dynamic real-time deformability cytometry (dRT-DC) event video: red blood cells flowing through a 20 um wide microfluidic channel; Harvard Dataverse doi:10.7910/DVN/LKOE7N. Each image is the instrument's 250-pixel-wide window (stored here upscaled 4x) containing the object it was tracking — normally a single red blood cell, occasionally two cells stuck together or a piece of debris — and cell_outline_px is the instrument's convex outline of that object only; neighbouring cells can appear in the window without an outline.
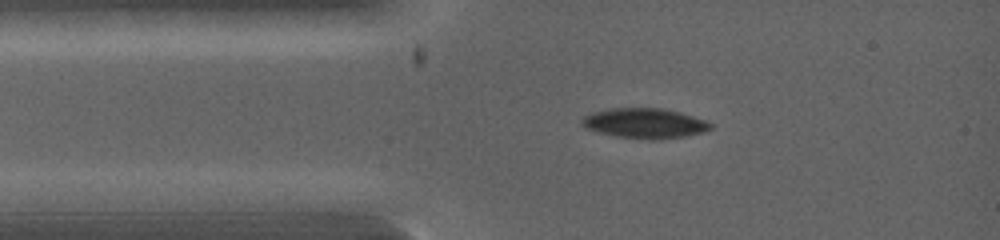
{"species": "common noctule bat (a hibernating species)", "species_latin": "Nyctalus noctula", "temperature_condition": "warm", "stored_images_in_passage": 5, "camera_frame_rate_fps": 5000, "um_per_image_px": 0.085, "animal": {"sex": "female", "body_mass_g": 19.0, "forearm_length_mm": 53.3}, "frame": {"image": 1, "passage_image": 2, "time_ms": 0.6, "image_size_px": [1000, 240], "cell_outline_px": [[712, 128], [704, 132], [688, 136], [652, 140], [616, 136], [596, 132], [580, 124], [580, 120], [584, 116], [592, 112], [612, 108], [660, 108], [680, 112], [708, 120], [712, 124]], "centroid_in_image_um": [54.82, 10.48], "position_along_channel_um": 30.2, "area_um2": 22.72}}
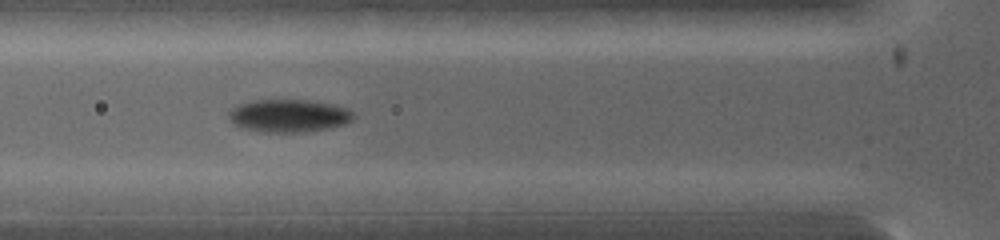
{"frame": {"image": 2, "passage_image": 4, "time_ms": 2.0, "image_size_px": [1000, 240], "cell_outline_px": [[356, 116], [352, 120], [344, 124], [324, 128], [296, 132], [264, 132], [248, 128], [236, 124], [228, 116], [228, 112], [236, 104], [256, 100], [308, 100], [332, 104], [348, 108]], "centroid_in_image_um": [24.56, 9.81], "position_along_channel_um": 101.2, "area_um2": 23.41}}
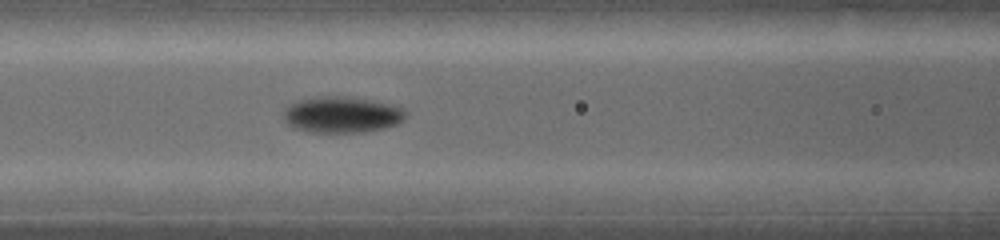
{"frame": {"image": 3, "passage_image": 5, "time_ms": 2.6, "image_size_px": [1000, 240], "cell_outline_px": [[408, 116], [404, 120], [396, 124], [380, 128], [360, 132], [308, 132], [292, 128], [284, 120], [284, 108], [288, 104], [296, 100], [316, 96], [344, 96], [372, 100], [392, 104], [408, 112]], "centroid_in_image_um": [29.01, 9.73], "position_along_channel_um": 137.6, "area_um2": 26.01}}